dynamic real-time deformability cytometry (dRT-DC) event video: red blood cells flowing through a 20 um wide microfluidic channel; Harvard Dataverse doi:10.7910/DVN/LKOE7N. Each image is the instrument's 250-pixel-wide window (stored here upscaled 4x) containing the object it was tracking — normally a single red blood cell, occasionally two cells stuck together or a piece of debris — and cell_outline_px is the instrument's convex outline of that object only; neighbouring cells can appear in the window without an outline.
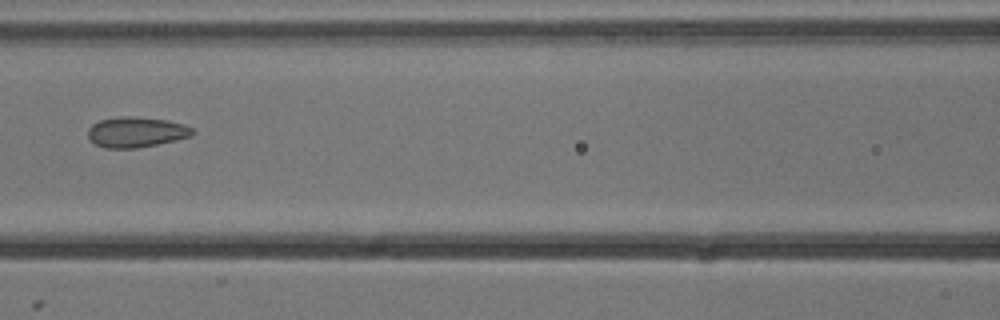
{"species": "common noctule bat (a hibernating species)", "species_latin": "Nyctalus noctula", "temperature_condition": "cold", "stored_images_in_passage": 7, "camera_frame_rate_fps": 3000, "um_per_image_px": 0.085, "animal": {"sex": "male", "body_mass_g": 13.3}, "frame": {"image": 1, "passage_image": 7, "time_ms": 2.0, "image_size_px": [1000, 320], "cell_outline_px": [[196, 132], [192, 136], [176, 140], [136, 148], [104, 148], [96, 144], [88, 136], [88, 128], [92, 124], [100, 120], [120, 116], [136, 116], [168, 120], [184, 124], [192, 128]], "centroid_in_image_um": [11.6, 11.21], "position_along_channel_um": 155.0, "area_um2": 18.61}}